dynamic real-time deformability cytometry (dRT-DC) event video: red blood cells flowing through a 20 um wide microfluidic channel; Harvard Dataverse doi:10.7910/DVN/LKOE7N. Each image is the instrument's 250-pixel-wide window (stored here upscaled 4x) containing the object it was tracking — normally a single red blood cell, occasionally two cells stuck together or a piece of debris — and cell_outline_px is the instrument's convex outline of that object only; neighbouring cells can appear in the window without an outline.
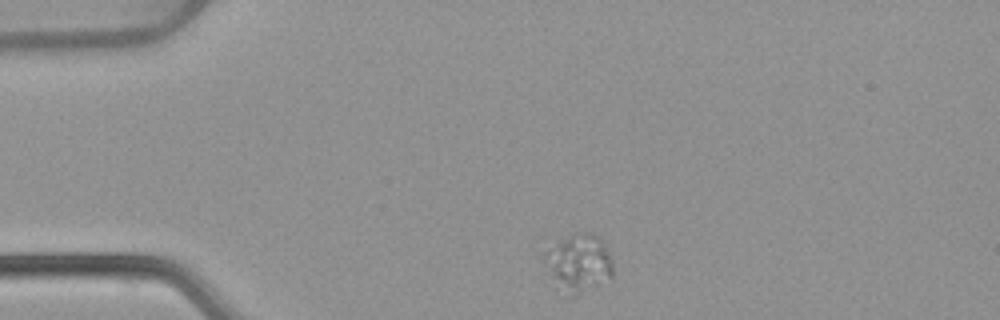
{"species": "common noctule bat (a hibernating species)", "species_latin": "Nyctalus noctula", "temperature_condition": "warm", "stored_images_in_passage": 44, "camera_frame_rate_fps": 3000, "um_per_image_px": 0.085, "animal": {"sex": "female", "body_mass_g": 22.7, "forearm_length_mm": 54.2}, "frame": {"image": 1, "passage_image": 1, "time_ms": 0.0, "image_size_px": [1000, 320], "cell_outline_px": [[612, 276], [576, 296], [572, 296], [552, 288], [544, 260], [544, 252], [548, 248], [572, 232], [592, 232], [604, 244], [612, 260]], "centroid_in_image_um": [49.11, 22.37], "position_along_channel_um": 35.9, "area_um2": 23.41}}
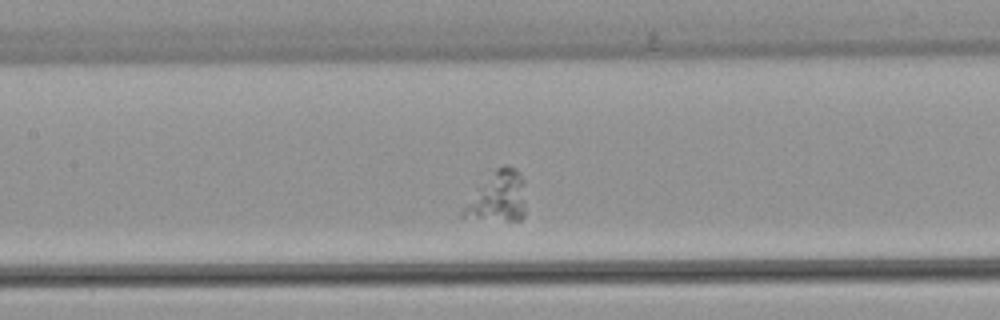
{"frame": {"image": 2, "passage_image": 15, "time_ms": 4.667, "image_size_px": [1000, 320], "cell_outline_px": [[524, 216], [520, 220], [508, 220], [460, 216], [460, 212], [476, 188], [496, 168], [504, 164], [508, 164], [516, 168], [520, 172], [524, 180]], "centroid_in_image_um": [42.34, 16.68], "position_along_channel_um": 165.1, "area_um2": 18.21}}
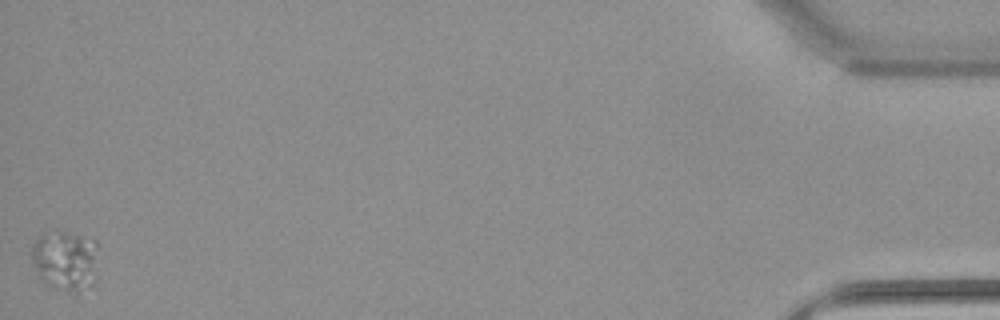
{"frame": {"image": 3, "passage_image": 44, "time_ms": 14.333, "image_size_px": [1000, 320], "cell_outline_px": [[100, 244], [96, 280], [92, 284], [76, 292], [52, 288], [44, 284], [40, 280], [32, 264], [28, 252], [32, 244], [40, 236], [60, 232], [64, 232], [96, 240]], "centroid_in_image_um": [5.57, 22.16], "position_along_channel_um": 429.6, "area_um2": 24.04}}